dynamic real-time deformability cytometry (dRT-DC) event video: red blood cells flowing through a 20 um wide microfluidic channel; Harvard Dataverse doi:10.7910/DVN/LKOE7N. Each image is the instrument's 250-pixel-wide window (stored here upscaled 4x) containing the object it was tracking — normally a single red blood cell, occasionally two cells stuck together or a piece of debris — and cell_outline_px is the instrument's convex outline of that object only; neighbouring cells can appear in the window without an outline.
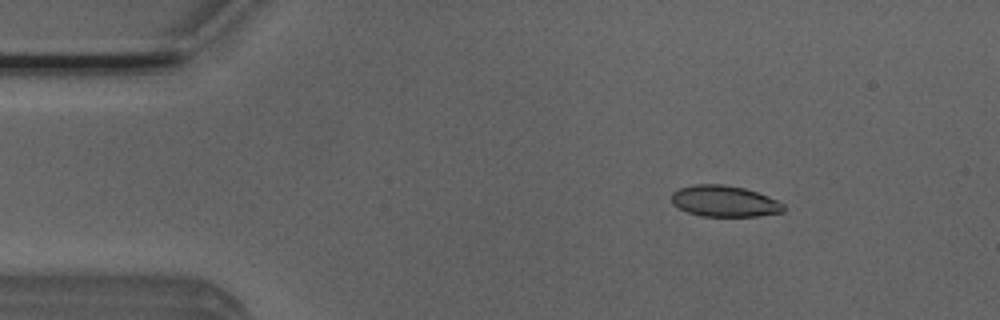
{"species": "Egyptian fruit bat (a non-hibernating species)", "species_latin": "Rousettus aegyptiacus", "temperature_condition": "room temperature", "stored_images_in_passage": 3, "camera_frame_rate_fps": 3000, "um_per_image_px": 0.085, "animal": {"sex": "male"}, "frame": {"image": 1, "passage_image": 1, "time_ms": 0.0, "image_size_px": [1000, 320], "cell_outline_px": [[784, 212], [760, 216], [700, 216], [688, 212], [672, 204], [672, 192], [680, 188], [692, 184], [724, 184], [744, 188], [768, 196], [784, 204]], "centroid_in_image_um": [61.57, 17.1], "position_along_channel_um": 23.4, "area_um2": 20.4}}